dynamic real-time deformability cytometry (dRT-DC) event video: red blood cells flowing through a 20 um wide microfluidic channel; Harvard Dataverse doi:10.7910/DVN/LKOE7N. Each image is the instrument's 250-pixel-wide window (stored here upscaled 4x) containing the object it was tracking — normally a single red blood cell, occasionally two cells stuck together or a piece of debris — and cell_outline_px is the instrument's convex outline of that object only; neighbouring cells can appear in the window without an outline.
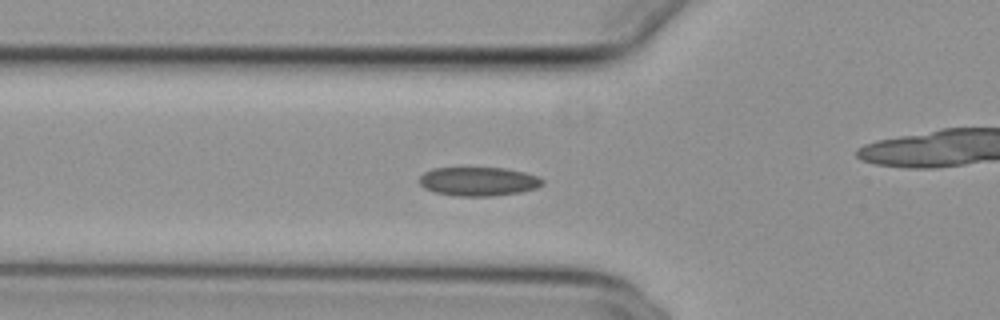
{"species": "common noctule bat (a hibernating species)", "species_latin": "Nyctalus noctula", "temperature_condition": "cold", "stored_images_in_passage": 38, "camera_frame_rate_fps": 3000, "um_per_image_px": 0.085, "animal": {"sex": "female", "body_mass_g": 29.2, "forearm_length_mm": 56.3}, "frame": {"image": 1, "passage_image": 2, "time_ms": 0.333, "image_size_px": [1000, 320], "cell_outline_px": [[544, 184], [536, 188], [520, 192], [492, 196], [456, 196], [432, 192], [424, 188], [416, 180], [424, 172], [432, 168], [504, 168], [524, 172], [540, 176], [544, 180]], "centroid_in_image_um": [40.64, 15.42], "position_along_channel_um": 85.2, "area_um2": 20.98}}
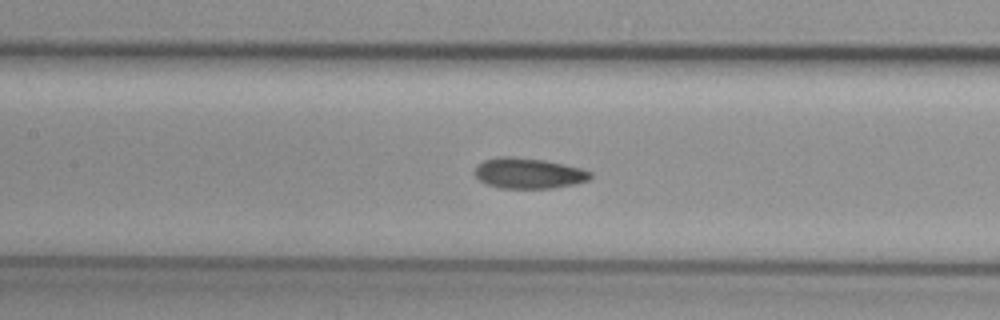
{"frame": {"image": 2, "passage_image": 8, "time_ms": 2.333, "image_size_px": [1000, 320], "cell_outline_px": [[592, 176], [588, 180], [576, 184], [552, 188], [500, 188], [484, 184], [476, 176], [476, 164], [484, 160], [496, 156], [512, 156], [544, 160], [564, 164], [580, 168], [592, 172]], "centroid_in_image_um": [44.91, 14.72], "position_along_channel_um": 162.5, "area_um2": 20.75}}
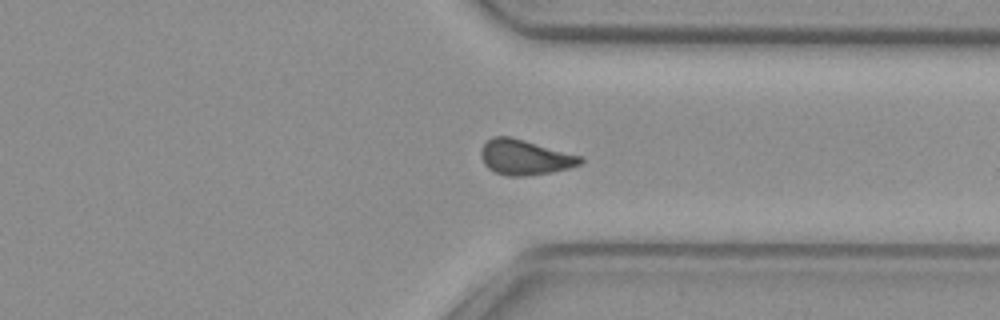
{"frame": {"image": 3, "passage_image": 24, "time_ms": 7.667, "image_size_px": [1000, 320], "cell_outline_px": [[584, 160], [580, 164], [568, 168], [552, 172], [528, 176], [508, 176], [496, 172], [488, 168], [484, 164], [480, 156], [480, 152], [484, 144], [492, 136], [508, 136], [524, 140], [584, 156]], "centroid_in_image_um": [44.62, 13.37], "position_along_channel_um": 366.8, "area_um2": 20.46}, "authors_computed_cell_mechanics": {"area_um2": 20.2011, "velocity_mm_per_s": 3.837, "shape_relaxation_time_tau1_ms": 5.744, "shape_relaxation_time_tau2_ms": 3.6371, "deformation_change_tau1": 0.1107, "deformation_change_tau2": 0.0726}}